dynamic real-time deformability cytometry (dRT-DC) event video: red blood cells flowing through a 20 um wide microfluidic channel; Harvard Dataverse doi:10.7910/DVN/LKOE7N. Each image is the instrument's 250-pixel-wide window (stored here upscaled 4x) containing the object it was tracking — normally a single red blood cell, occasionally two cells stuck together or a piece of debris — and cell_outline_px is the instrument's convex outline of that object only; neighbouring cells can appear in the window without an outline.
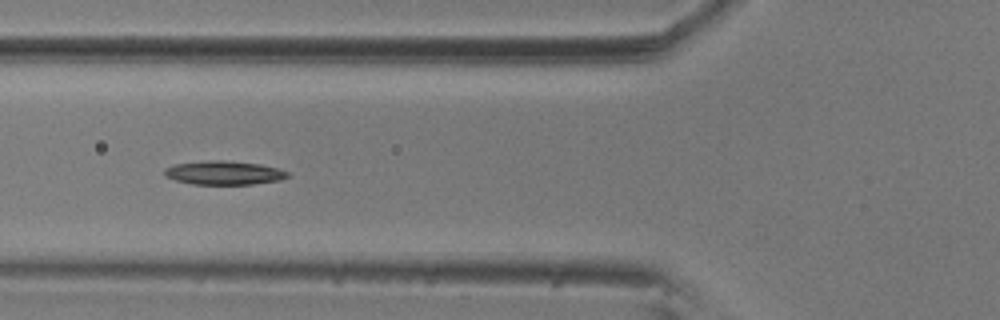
{"species": "common noctule bat (a hibernating species)", "species_latin": "Nyctalus noctula", "temperature_condition": "room temperature", "stored_images_in_passage": 9, "camera_frame_rate_fps": 3000, "um_per_image_px": 0.085, "animal": {"sex": "male", "body_mass_g": 20.5, "forearm_length_mm": 52.5}, "frame": {"image": 1, "passage_image": 6, "time_ms": 1.667, "image_size_px": [1000, 320], "cell_outline_px": [[288, 176], [280, 180], [252, 184], [192, 184], [176, 180], [164, 176], [164, 168], [176, 164], [216, 160], [260, 164], [276, 168], [288, 172]], "centroid_in_image_um": [19.01, 14.7], "position_along_channel_um": 106.8, "area_um2": 16.7}}
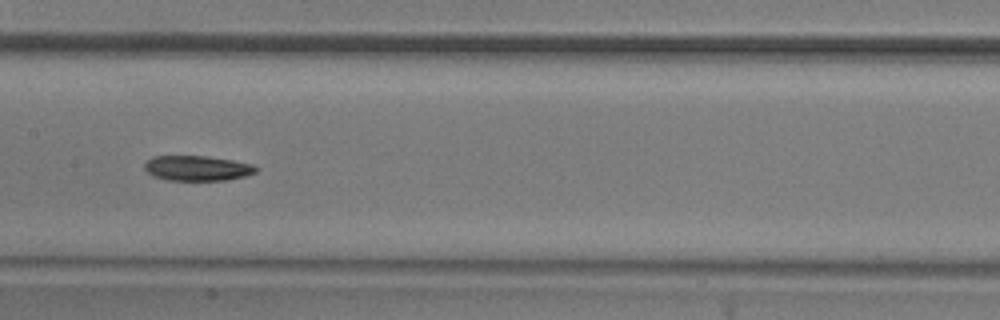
{"frame": {"image": 2, "passage_image": 8, "time_ms": 2.333, "image_size_px": [1000, 320], "cell_outline_px": [[260, 168], [256, 172], [244, 176], [228, 180], [168, 180], [152, 176], [144, 168], [144, 164], [152, 156], [204, 156], [232, 160], [252, 164]], "centroid_in_image_um": [16.77, 14.3], "position_along_channel_um": 190.6, "area_um2": 16.3}}
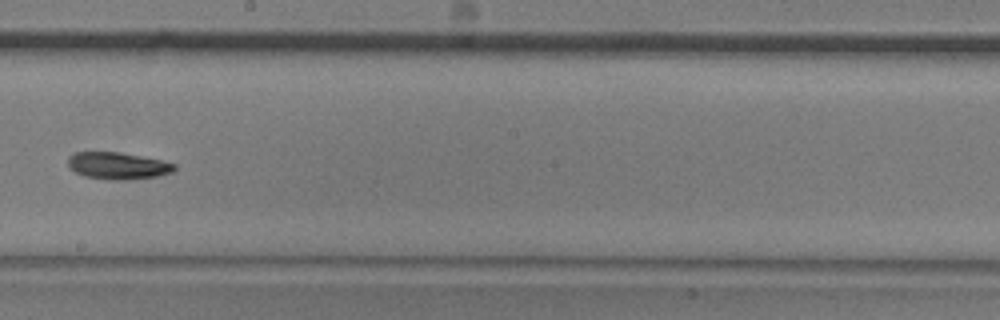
{"frame": {"image": 3, "passage_image": 9, "time_ms": 2.667, "image_size_px": [1000, 320], "cell_outline_px": [[176, 168], [172, 172], [156, 176], [128, 180], [108, 180], [84, 176], [68, 168], [68, 156], [72, 152], [120, 152], [160, 160], [176, 164]], "centroid_in_image_um": [9.97, 14.09], "position_along_channel_um": 238.2, "area_um2": 16.82}}